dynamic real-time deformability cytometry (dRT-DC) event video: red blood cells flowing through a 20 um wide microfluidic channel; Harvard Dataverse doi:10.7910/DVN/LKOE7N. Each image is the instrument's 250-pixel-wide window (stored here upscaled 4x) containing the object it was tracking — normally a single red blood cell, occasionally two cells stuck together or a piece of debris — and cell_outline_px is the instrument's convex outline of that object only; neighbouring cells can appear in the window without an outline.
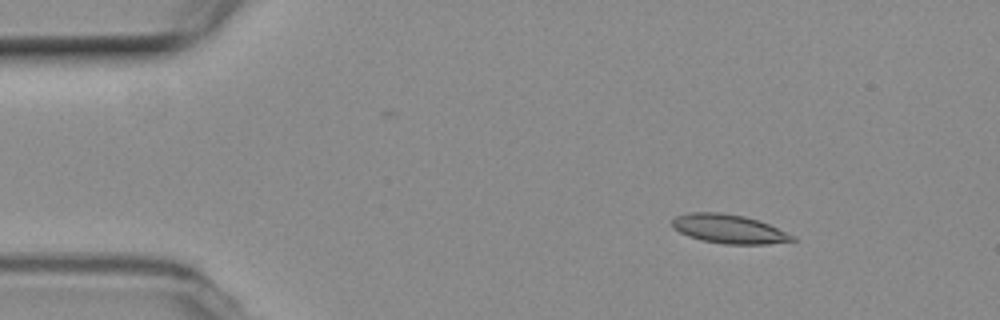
{"species": "common noctule bat (a hibernating species)", "species_latin": "Nyctalus noctula", "temperature_condition": "room temperature", "stored_images_in_passage": 49, "camera_frame_rate_fps": 3000, "um_per_image_px": 0.085, "animal": {"sex": "female", "body_mass_g": 19.3, "forearm_length_mm": 54.1}, "frame": {"image": 1, "passage_image": 1, "time_ms": 0.0, "image_size_px": [1000, 320], "cell_outline_px": [[796, 240], [768, 244], [724, 244], [700, 240], [688, 236], [672, 228], [672, 220], [676, 216], [688, 212], [724, 212], [744, 216], [768, 224], [796, 236]], "centroid_in_image_um": [61.93, 19.46], "position_along_channel_um": 23.1, "area_um2": 20.35}}
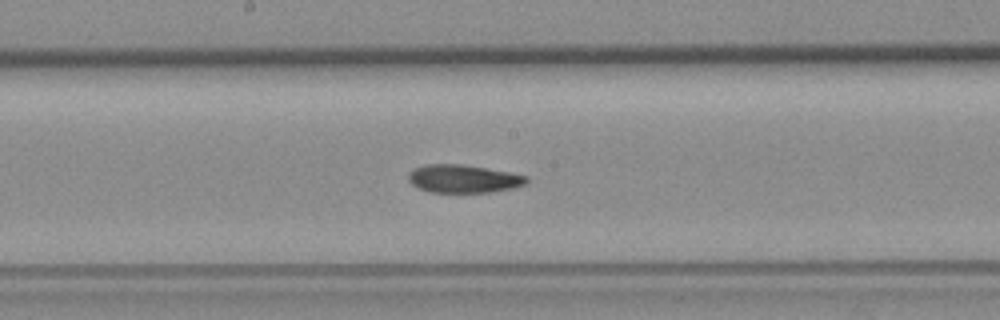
{"frame": {"image": 2, "passage_image": 22, "time_ms": 7.0, "image_size_px": [1000, 320], "cell_outline_px": [[528, 184], [512, 188], [492, 192], [432, 192], [420, 188], [412, 184], [408, 180], [408, 172], [416, 168], [428, 164], [460, 164], [508, 172], [528, 176]], "centroid_in_image_um": [39.41, 15.2], "position_along_channel_um": 208.8, "area_um2": 19.13}}
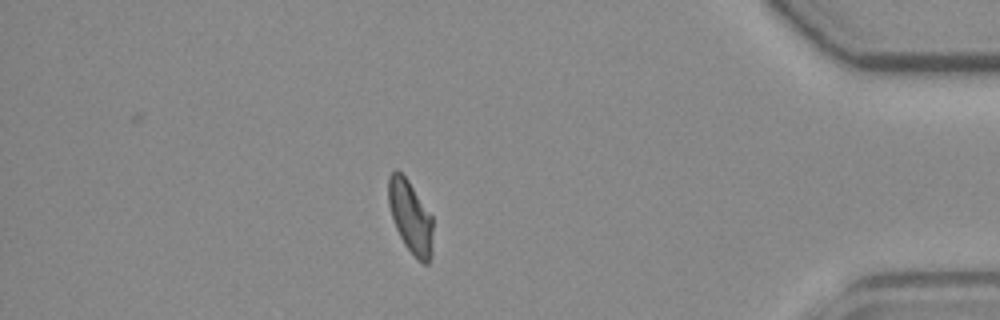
{"frame": {"image": 3, "passage_image": 41, "time_ms": 13.333, "image_size_px": [1000, 320], "cell_outline_px": [[432, 252], [428, 264], [424, 264], [404, 244], [396, 228], [388, 204], [388, 176], [396, 168], [408, 180], [432, 216]], "centroid_in_image_um": [34.88, 18.4], "position_along_channel_um": 400.3, "area_um2": 18.55}, "authors_computed_cell_mechanics": {"area_um2": 19.5364, "velocity_mm_per_s": 3.7154, "shape_relaxation_time_tau1_ms": 7.7514, "shape_relaxation_time_tau2_ms": 6.0132, "deformation_change_tau1": 0.1898, "deformation_change_tau2": 0.1196}}